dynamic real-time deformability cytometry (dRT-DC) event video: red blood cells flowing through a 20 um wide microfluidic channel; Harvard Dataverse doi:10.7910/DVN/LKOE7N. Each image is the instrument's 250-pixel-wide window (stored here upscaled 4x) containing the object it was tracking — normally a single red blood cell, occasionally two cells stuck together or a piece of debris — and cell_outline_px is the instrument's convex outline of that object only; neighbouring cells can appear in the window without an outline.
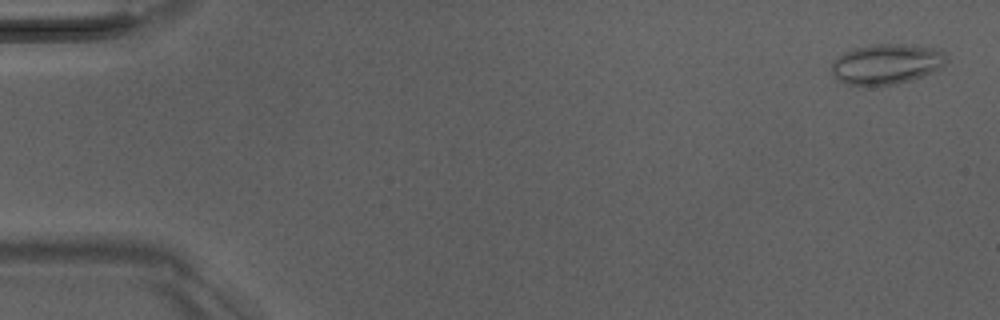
{"species": "Egyptian fruit bat (a non-hibernating species)", "species_latin": "Rousettus aegyptiacus", "temperature_condition": "room temperature", "stored_images_in_passage": 51, "camera_frame_rate_fps": 3000, "um_per_image_px": 0.085, "animal": {"sex": "male"}, "frame": {"image": 1, "passage_image": 2, "time_ms": 0.333, "image_size_px": [1000, 320], "cell_outline_px": [[948, 60], [940, 68], [932, 72], [896, 84], [848, 84], [836, 80], [832, 76], [832, 64], [840, 56], [852, 48], [876, 44], [904, 44], [928, 48], [944, 52]], "centroid_in_image_um": [75.33, 5.43], "position_along_channel_um": 9.7, "area_um2": 26.3}}
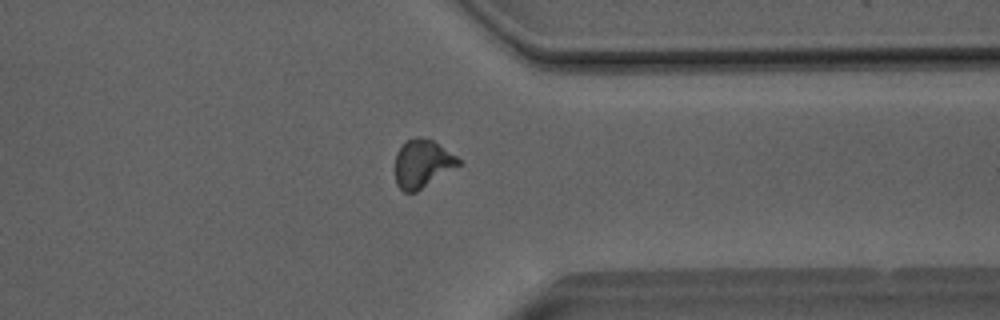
{"frame": {"image": 2, "passage_image": 40, "time_ms": 13.0, "image_size_px": [1000, 320], "cell_outline_px": [[460, 164], [416, 192], [404, 192], [396, 184], [396, 152], [404, 140], [412, 136], [416, 136], [432, 140], [456, 156], [460, 160]], "centroid_in_image_um": [35.85, 13.88], "position_along_channel_um": 375.5, "area_um2": 17.57}}
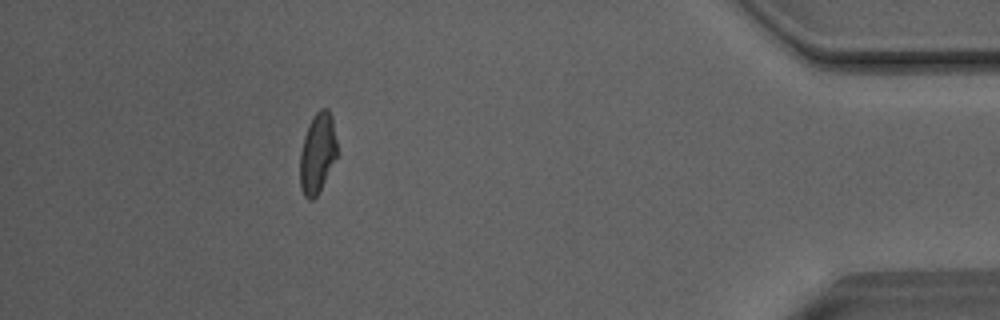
{"frame": {"image": 3, "passage_image": 46, "time_ms": 15.0, "image_size_px": [1000, 320], "cell_outline_px": [[336, 156], [316, 196], [312, 200], [308, 200], [304, 196], [300, 188], [300, 152], [304, 136], [308, 124], [312, 116], [320, 108], [328, 108], [332, 116], [336, 140]], "centroid_in_image_um": [26.95, 12.97], "position_along_channel_um": 408.2, "area_um2": 17.17}, "authors_computed_cell_mechanics": {"area_um2": 17.7446, "velocity_mm_per_s": 4.0724, "shape_relaxation_time_tau1_ms": 9.0185, "shape_relaxation_time_tau2_ms": 1.5781, "deformation_change_tau1": 0.1758, "deformation_change_tau2": 0.0728}}